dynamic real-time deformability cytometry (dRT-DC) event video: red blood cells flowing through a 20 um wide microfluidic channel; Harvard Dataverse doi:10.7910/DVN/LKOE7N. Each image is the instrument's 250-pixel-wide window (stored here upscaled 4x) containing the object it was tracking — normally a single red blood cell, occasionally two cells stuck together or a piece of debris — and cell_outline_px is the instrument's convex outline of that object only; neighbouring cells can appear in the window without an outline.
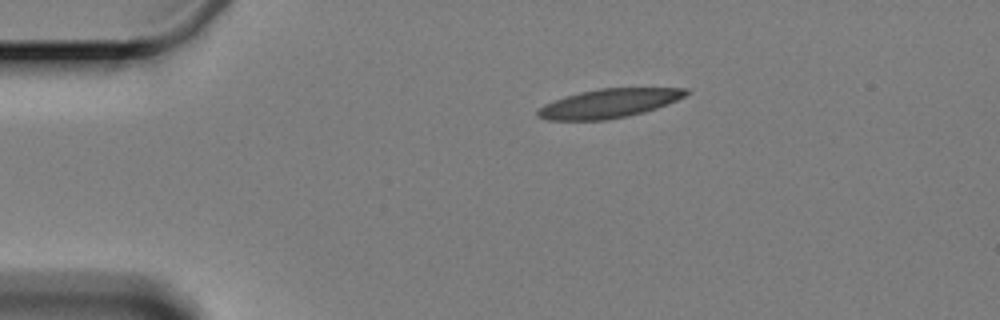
{"species": "Egyptian fruit bat (a non-hibernating species)", "species_latin": "Rousettus aegyptiacus", "temperature_condition": "cold", "stored_images_in_passage": 6, "camera_frame_rate_fps": 3000, "um_per_image_px": 0.085, "animal": {"sex": "female"}, "frame": {"image": 1, "passage_image": 1, "time_ms": 0.0, "image_size_px": [1000, 320], "cell_outline_px": [[688, 92], [684, 96], [676, 100], [656, 108], [644, 112], [608, 120], [548, 120], [536, 116], [536, 112], [544, 104], [580, 92], [600, 88], [688, 88]], "centroid_in_image_um": [51.74, 8.79], "position_along_channel_um": 33.3, "area_um2": 24.68}}
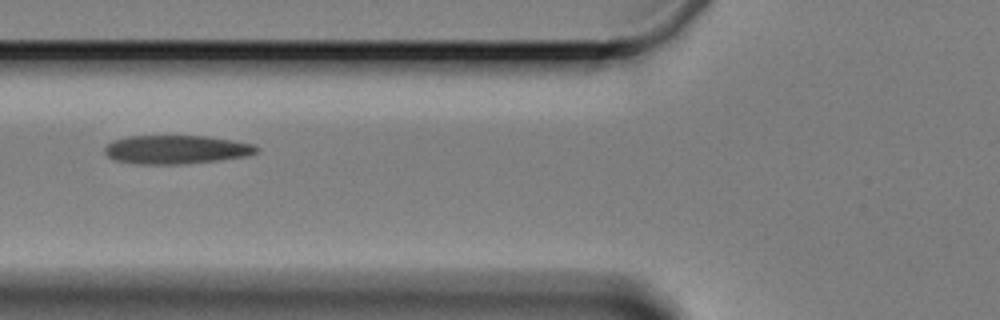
{"frame": {"image": 2, "passage_image": 4, "time_ms": 3.667, "image_size_px": [1000, 320], "cell_outline_px": [[260, 148], [256, 152], [248, 156], [216, 160], [176, 164], [140, 164], [116, 160], [108, 156], [104, 152], [104, 148], [112, 140], [128, 136], [208, 136], [232, 140], [252, 144]], "centroid_in_image_um": [14.96, 12.7], "position_along_channel_um": 110.8, "area_um2": 25.14}}
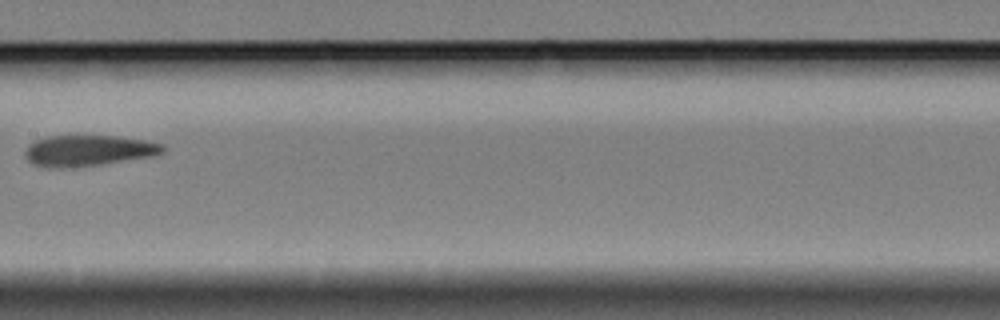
{"frame": {"image": 3, "passage_image": 6, "time_ms": 6.333, "image_size_px": [1000, 320], "cell_outline_px": [[164, 152], [156, 156], [96, 164], [32, 164], [24, 156], [24, 152], [28, 144], [36, 140], [48, 136], [116, 136], [144, 140], [164, 144]], "centroid_in_image_um": [7.59, 12.73], "position_along_channel_um": 199.8, "area_um2": 23.64}}